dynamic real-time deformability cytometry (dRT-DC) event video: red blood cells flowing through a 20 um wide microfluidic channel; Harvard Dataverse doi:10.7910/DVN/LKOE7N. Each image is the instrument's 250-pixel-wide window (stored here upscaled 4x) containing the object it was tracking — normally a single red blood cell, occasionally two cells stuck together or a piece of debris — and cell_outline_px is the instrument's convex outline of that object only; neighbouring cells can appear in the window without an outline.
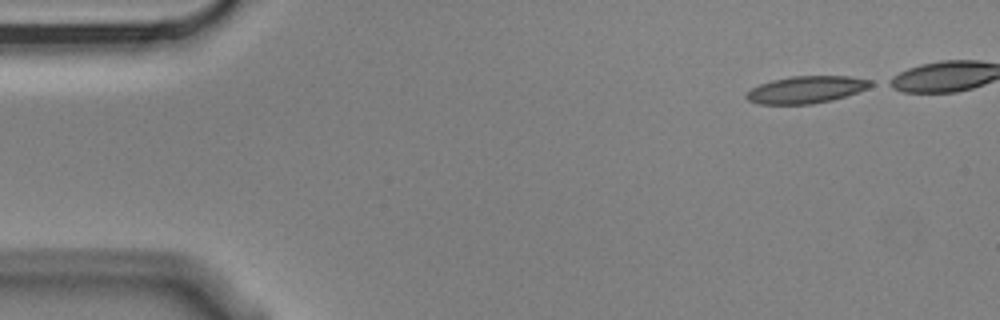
{"species": "Egyptian fruit bat (a non-hibernating species)", "species_latin": "Rousettus aegyptiacus", "temperature_condition": "cold", "stored_images_in_passage": 4, "camera_frame_rate_fps": 3000, "um_per_image_px": 0.085, "animal": {"sex": "male"}, "frame": {"image": 1, "passage_image": 1, "time_ms": 0.0, "image_size_px": [1000, 320], "cell_outline_px": [[876, 84], [868, 88], [832, 100], [812, 104], [756, 104], [748, 100], [744, 96], [752, 88], [760, 84], [772, 80], [792, 76], [848, 76], [872, 80]], "centroid_in_image_um": [68.53, 7.62], "position_along_channel_um": 16.5, "area_um2": 19.65}}